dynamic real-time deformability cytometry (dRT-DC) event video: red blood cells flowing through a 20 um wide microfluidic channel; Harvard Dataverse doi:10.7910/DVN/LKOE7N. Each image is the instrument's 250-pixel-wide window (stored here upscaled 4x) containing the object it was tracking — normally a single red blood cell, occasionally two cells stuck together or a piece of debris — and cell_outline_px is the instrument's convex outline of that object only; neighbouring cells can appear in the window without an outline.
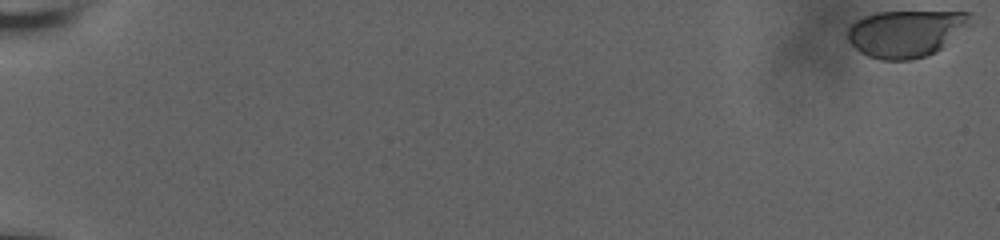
{"species": "human", "species_latin": "Homo sapiens", "temperature_condition": "room temperature", "stored_images_in_passage": 38, "camera_frame_rate_fps": 3000, "um_per_image_px": 0.085, "donor": {"sex": "male"}, "frame": {"image": 1, "passage_image": 1, "time_ms": 0.0, "image_size_px": [1000, 240], "cell_outline_px": [[984, 20], [936, 52], [924, 56], [908, 60], [880, 60], [868, 56], [860, 52], [848, 40], [848, 28], [852, 24], [868, 16], [880, 12], [972, 12]], "centroid_in_image_um": [77.24, 2.82], "position_along_channel_um": 7.8, "area_um2": 34.51}}
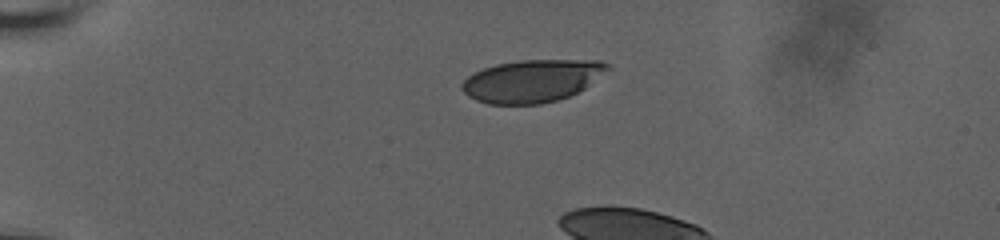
{"frame": {"image": 2, "passage_image": 29, "time_ms": 5.333, "image_size_px": [1000, 240], "cell_outline_px": [[612, 68], [584, 88], [568, 96], [556, 100], [540, 104], [488, 104], [476, 100], [468, 96], [460, 88], [460, 84], [468, 76], [484, 68], [496, 64], [520, 60], [600, 60], [608, 64]], "centroid_in_image_um": [45.22, 6.87], "position_along_channel_um": 39.8, "area_um2": 36.01}}